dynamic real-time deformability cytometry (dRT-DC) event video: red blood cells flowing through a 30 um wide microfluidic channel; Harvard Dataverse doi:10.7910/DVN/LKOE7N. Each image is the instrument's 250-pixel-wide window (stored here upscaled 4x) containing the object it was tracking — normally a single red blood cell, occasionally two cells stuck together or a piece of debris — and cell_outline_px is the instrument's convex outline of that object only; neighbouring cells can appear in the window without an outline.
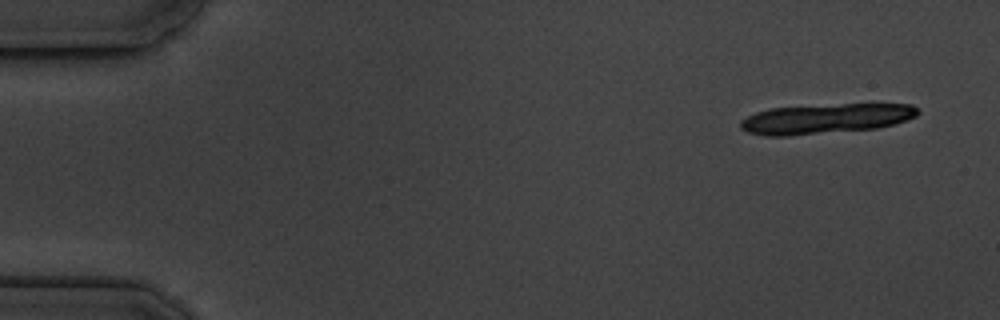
{"species": "common noctule bat (a hibernating species)", "species_latin": "Nyctalus noctula", "temperature_condition": "cold", "stored_images_in_passage": 7, "segment_of_instrument_passage": [1, 2], "camera_frame_rate_fps": 3000, "um_per_image_px": 0.085, "animal": {"sex": "male", "body_mass_g": 19.5, "forearm_length_mm": 54.6}, "frame": {"image": 1, "passage_image": 1, "time_ms": 0.0, "image_size_px": [1000, 320], "cell_outline_px": [[920, 112], [916, 116], [892, 124], [876, 128], [788, 136], [764, 136], [748, 132], [740, 128], [740, 120], [756, 112], [772, 108], [844, 104], [912, 104]], "centroid_in_image_um": [70.15, 10.09], "position_along_channel_um": 14.9, "area_um2": 30.58}}